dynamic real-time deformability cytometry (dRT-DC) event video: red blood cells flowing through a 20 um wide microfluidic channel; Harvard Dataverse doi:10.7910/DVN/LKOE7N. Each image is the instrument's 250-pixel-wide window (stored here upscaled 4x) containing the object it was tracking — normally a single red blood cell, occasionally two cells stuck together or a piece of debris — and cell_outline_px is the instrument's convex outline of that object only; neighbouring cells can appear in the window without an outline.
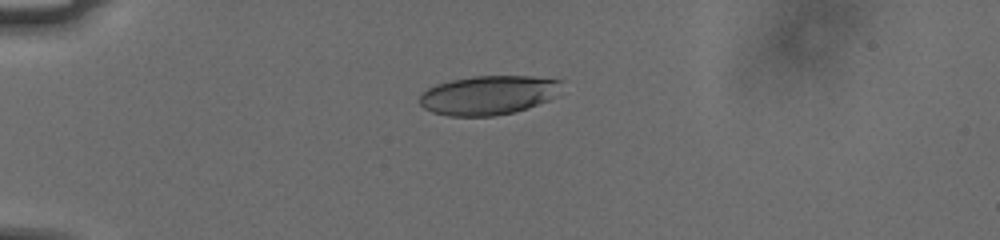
{"species": "human", "species_latin": "Homo sapiens", "temperature_condition": "cold", "stored_images_in_passage": 41, "camera_frame_rate_fps": 3000, "um_per_image_px": 0.085, "donor": {"sex": "male"}, "frame": {"image": 1, "passage_image": 1, "time_ms": 0.0, "image_size_px": [1000, 240], "cell_outline_px": [[564, 80], [552, 96], [548, 100], [528, 108], [516, 112], [492, 116], [448, 116], [432, 112], [424, 108], [420, 104], [420, 96], [428, 88], [436, 84], [452, 80], [472, 76], [532, 76]], "centroid_in_image_um": [41.49, 8.09], "position_along_channel_um": 43.5, "area_um2": 32.25}}
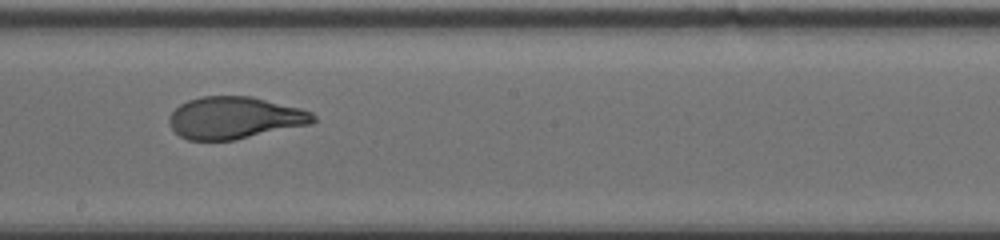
{"frame": {"image": 2, "passage_image": 19, "time_ms": 6.0, "image_size_px": [1000, 240], "cell_outline_px": [[316, 120], [312, 124], [232, 140], [188, 140], [180, 136], [172, 128], [168, 120], [168, 116], [180, 104], [188, 100], [200, 96], [252, 96], [300, 108], [312, 112], [316, 116]], "centroid_in_image_um": [19.95, 10.0], "position_along_channel_um": 228.2, "area_um2": 35.32}}
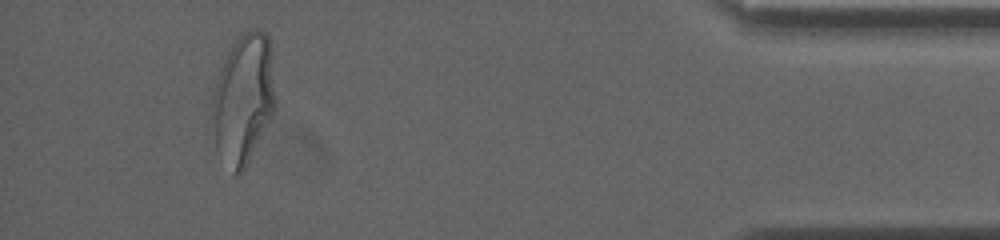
{"frame": {"image": 3, "passage_image": 38, "time_ms": 12.333, "image_size_px": [1000, 240], "cell_outline_px": [[276, 112], [248, 164], [236, 176], [216, 148], [212, 104], [212, 96], [216, 80], [224, 60], [232, 44], [244, 32], [256, 28], [264, 32], [268, 36], [276, 100]], "centroid_in_image_um": [20.72, 8.42], "position_along_channel_um": 414.5, "area_um2": 47.57}, "authors_computed_cell_mechanics": {"area_um2": 35.7204, "velocity_mm_per_s": 3.7653, "shape_relaxation_time_tau1_ms": 4.7608, "shape_relaxation_time_tau2_ms": 0.6872, "deformation_change_tau1": 0.1797, "deformation_change_tau2": 0.0615}}